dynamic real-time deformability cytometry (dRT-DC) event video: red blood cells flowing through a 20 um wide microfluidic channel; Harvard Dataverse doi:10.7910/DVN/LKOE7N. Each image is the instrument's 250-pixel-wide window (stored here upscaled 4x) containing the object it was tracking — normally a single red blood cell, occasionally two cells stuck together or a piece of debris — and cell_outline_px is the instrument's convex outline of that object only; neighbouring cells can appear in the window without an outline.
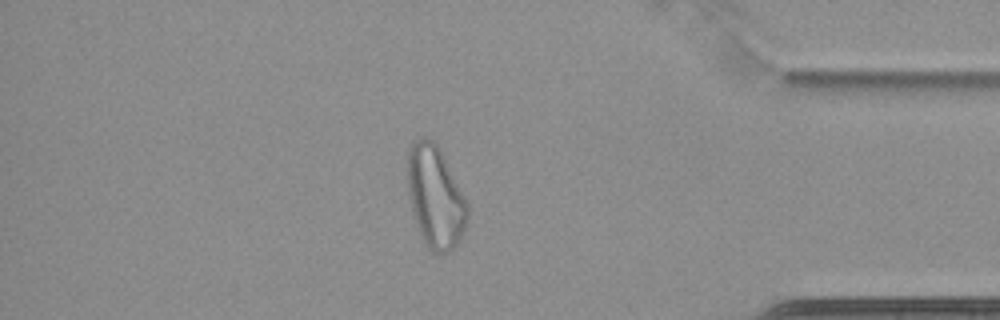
{"species": "common noctule bat (a hibernating species)", "species_latin": "Nyctalus noctula", "temperature_condition": "cold", "stored_images_in_passage": 55, "camera_frame_rate_fps": 3000, "um_per_image_px": 0.085, "animal": {"sex": "female", "body_mass_g": 22.7, "forearm_length_mm": 54.2}, "frame": {"image": 1, "passage_image": 47, "time_ms": 15.333, "image_size_px": [1000, 320], "cell_outline_px": [[468, 220], [456, 244], [448, 252], [432, 252], [424, 244], [420, 236], [412, 212], [408, 196], [404, 168], [408, 148], [420, 136], [428, 136], [440, 148], [468, 204]], "centroid_in_image_um": [36.93, 16.68], "position_along_channel_um": 398.3, "area_um2": 36.3}}